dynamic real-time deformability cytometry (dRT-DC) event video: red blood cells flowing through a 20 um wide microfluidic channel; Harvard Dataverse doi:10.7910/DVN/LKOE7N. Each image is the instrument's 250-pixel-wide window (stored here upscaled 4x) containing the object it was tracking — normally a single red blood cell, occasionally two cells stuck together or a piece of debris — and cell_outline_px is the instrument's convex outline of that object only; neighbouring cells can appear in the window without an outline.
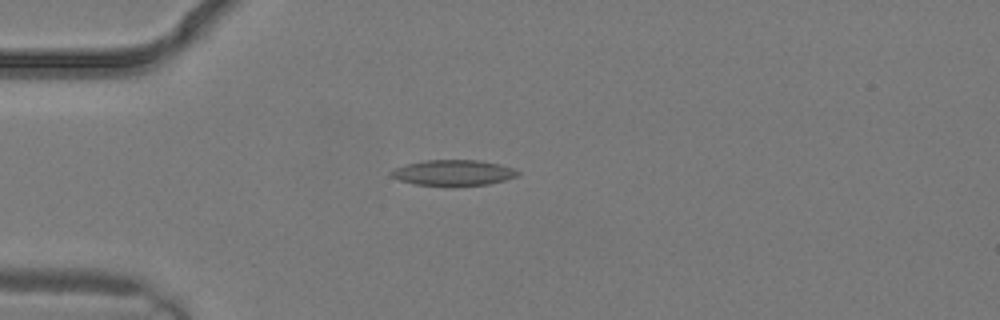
{"species": "common noctule bat (a hibernating species)", "species_latin": "Nyctalus noctula", "temperature_condition": "warm", "stored_images_in_passage": 1, "camera_frame_rate_fps": 3000, "um_per_image_px": 0.085, "animal": {"sex": "male", "body_mass_g": 19.2, "forearm_length_mm": 51.8}, "frame": {"image": 1, "passage_image": 1, "time_ms": 0.0, "image_size_px": [1000, 320], "cell_outline_px": [[520, 176], [488, 184], [452, 188], [416, 184], [400, 180], [388, 176], [388, 172], [396, 168], [408, 164], [424, 160], [480, 160], [500, 164], [512, 168], [520, 172]], "centroid_in_image_um": [38.54, 14.71], "position_along_channel_um": 46.5, "area_um2": 19.54}}